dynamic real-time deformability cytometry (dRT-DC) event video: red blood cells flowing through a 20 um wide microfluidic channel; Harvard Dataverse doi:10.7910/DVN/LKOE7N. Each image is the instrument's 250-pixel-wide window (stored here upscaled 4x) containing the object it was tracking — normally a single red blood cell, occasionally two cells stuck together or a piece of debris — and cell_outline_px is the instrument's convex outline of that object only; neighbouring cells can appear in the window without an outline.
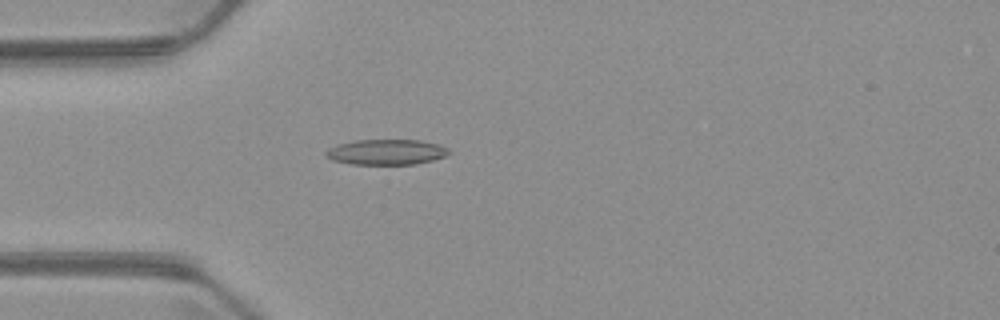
{"species": "common noctule bat (a hibernating species)", "species_latin": "Nyctalus noctula", "temperature_condition": "warm", "stored_images_in_passage": 5, "camera_frame_rate_fps": 3000, "um_per_image_px": 0.085, "animal": {"sex": "male", "body_mass_g": 23.1, "forearm_length_mm": 52.7}, "frame": {"image": 1, "passage_image": 5, "time_ms": 4.667, "image_size_px": [1000, 320], "cell_outline_px": [[452, 152], [444, 156], [432, 160], [416, 164], [352, 164], [332, 160], [324, 156], [324, 152], [328, 148], [336, 144], [356, 140], [420, 140], [440, 144], [448, 148]], "centroid_in_image_um": [32.82, 12.92], "position_along_channel_um": 52.2, "area_um2": 18.38}}